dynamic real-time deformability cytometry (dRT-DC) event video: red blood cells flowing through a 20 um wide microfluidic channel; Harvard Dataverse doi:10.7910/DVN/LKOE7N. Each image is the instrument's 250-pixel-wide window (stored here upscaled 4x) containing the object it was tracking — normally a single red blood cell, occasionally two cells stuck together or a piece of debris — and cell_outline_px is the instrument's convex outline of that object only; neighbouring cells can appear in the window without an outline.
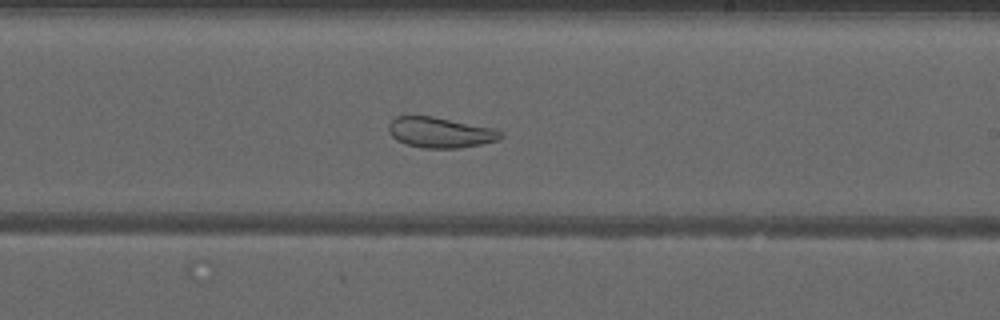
{"species": "common noctule bat (a hibernating species)", "species_latin": "Nyctalus noctula", "temperature_condition": "warm", "stored_images_in_passage": 52, "camera_frame_rate_fps": 3000, "um_per_image_px": 0.085, "animal": {"sex": "male", "forearm_length_mm": 52.5}, "frame": {"image": 1, "passage_image": 31, "time_ms": 10.0, "image_size_px": [1000, 320], "cell_outline_px": [[504, 136], [500, 140], [480, 144], [456, 148], [424, 148], [404, 144], [396, 140], [392, 136], [388, 128], [388, 124], [396, 116], [432, 116], [496, 128], [504, 132]], "centroid_in_image_um": [37.46, 11.26], "position_along_channel_um": 251.5, "area_um2": 20.11}}
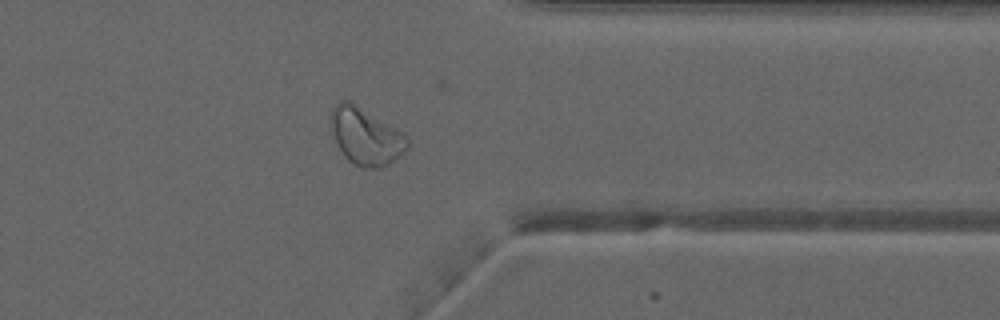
{"frame": {"image": 2, "passage_image": 41, "time_ms": 13.333, "image_size_px": [1000, 320], "cell_outline_px": [[408, 148], [388, 164], [376, 168], [360, 168], [348, 160], [344, 156], [328, 124], [332, 108], [340, 100], [352, 100], [404, 132], [408, 140]], "centroid_in_image_um": [31.07, 11.54], "position_along_channel_um": 380.3, "area_um2": 25.78}}
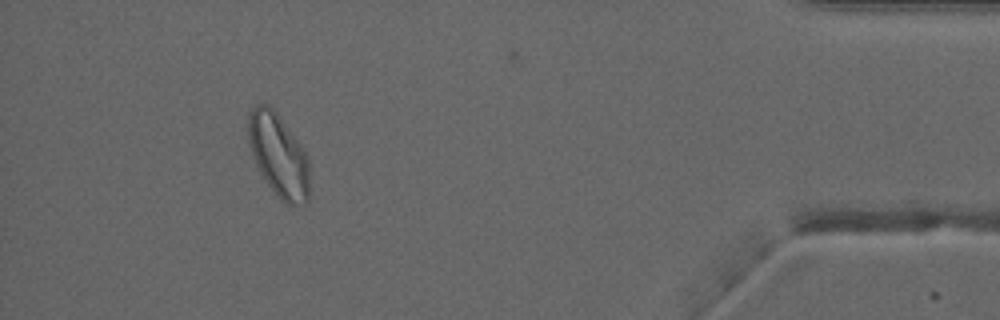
{"frame": {"image": 3, "passage_image": 47, "time_ms": 15.333, "image_size_px": [1000, 320], "cell_outline_px": [[308, 200], [304, 204], [284, 204], [280, 200], [268, 184], [260, 172], [256, 164], [248, 144], [248, 112], [256, 104], [268, 104], [276, 112], [300, 144], [308, 156]], "centroid_in_image_um": [23.65, 13.19], "position_along_channel_um": 411.5, "area_um2": 29.48}, "authors_computed_cell_mechanics": {"area_um2": 28.1775, "velocity_mm_per_s": 4.0206, "shape_relaxation_time_tau1_ms": null, "shape_relaxation_time_tau2_ms": 1.7197, "deformation_change_tau1": null, "deformation_change_tau2": 0.0974}}